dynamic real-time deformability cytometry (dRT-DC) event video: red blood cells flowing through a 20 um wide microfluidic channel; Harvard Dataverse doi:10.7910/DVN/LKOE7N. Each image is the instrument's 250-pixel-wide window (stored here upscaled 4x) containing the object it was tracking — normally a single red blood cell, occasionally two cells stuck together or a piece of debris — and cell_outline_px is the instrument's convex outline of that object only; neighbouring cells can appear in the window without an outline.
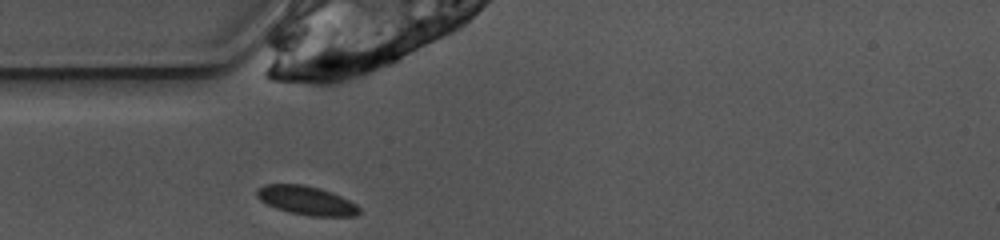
{"species": "common noctule bat (a hibernating species)", "species_latin": "Nyctalus noctula", "temperature_condition": "warm", "stored_images_in_passage": 27, "camera_frame_rate_fps": 3000, "um_per_image_px": 0.085, "animal": {"sex": "female", "body_mass_g": 10.0, "forearm_length_mm": 53.1}, "frame": {"image": 1, "passage_image": 1, "time_ms": 0.0, "image_size_px": [1000, 240], "cell_outline_px": [[360, 212], [356, 216], [308, 216], [288, 212], [276, 208], [260, 200], [256, 196], [256, 188], [264, 184], [304, 184], [320, 188], [332, 192], [356, 204], [360, 208]], "centroid_in_image_um": [26.03, 17.03], "position_along_channel_um": 59.0, "area_um2": 17.34}}
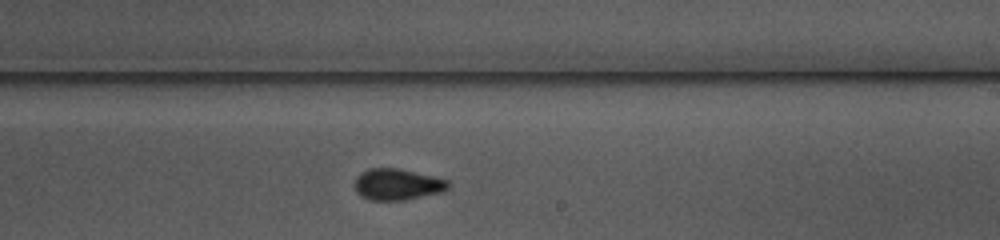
{"frame": {"image": 2, "passage_image": 16, "time_ms": 5.0, "image_size_px": [1000, 240], "cell_outline_px": [[452, 188], [444, 192], [404, 200], [368, 200], [360, 196], [356, 192], [352, 184], [356, 176], [360, 172], [368, 168], [400, 168], [448, 180], [452, 184]], "centroid_in_image_um": [33.77, 15.67], "position_along_channel_um": 255.2, "area_um2": 17.63}}
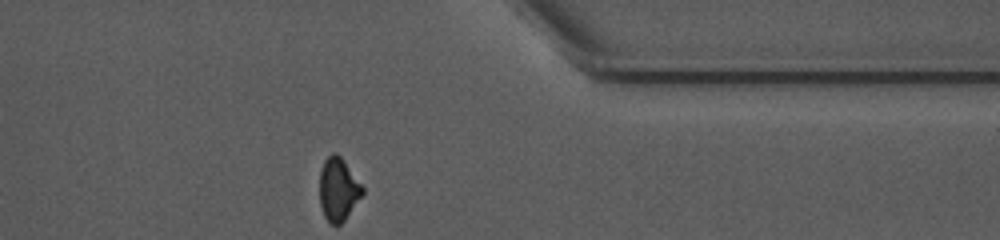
{"frame": {"image": 3, "passage_image": 27, "time_ms": 8.667, "image_size_px": [1000, 240], "cell_outline_px": [[364, 192], [344, 220], [340, 224], [332, 224], [324, 216], [320, 204], [320, 168], [324, 160], [332, 152], [336, 152], [340, 156], [364, 188]], "centroid_in_image_um": [28.73, 16.07], "position_along_channel_um": 382.7, "area_um2": 15.49}, "authors_computed_cell_mechanics": {"area_um2": 17.1088, "velocity_mm_per_s": 3.9079, "shape_relaxation_time_tau1_ms": 2.1117, "shape_relaxation_time_tau2_ms": 2.0294, "deformation_change_tau1": 0.0968, "deformation_change_tau2": 0.0546}}